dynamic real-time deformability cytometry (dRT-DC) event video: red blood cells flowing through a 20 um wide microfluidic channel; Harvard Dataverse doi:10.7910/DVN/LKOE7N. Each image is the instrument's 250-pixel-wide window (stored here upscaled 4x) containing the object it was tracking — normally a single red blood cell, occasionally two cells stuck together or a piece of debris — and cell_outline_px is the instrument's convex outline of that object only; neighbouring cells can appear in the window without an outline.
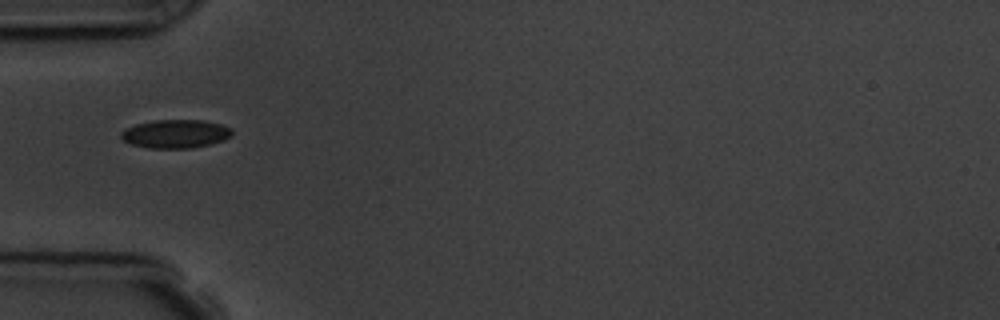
{"species": "common noctule bat (a hibernating species)", "species_latin": "Nyctalus noctula", "temperature_condition": "room temperature", "stored_images_in_passage": 1, "camera_frame_rate_fps": 3000, "um_per_image_px": 0.085, "animal": {"sex": "male", "body_mass_g": 19.5, "forearm_length_mm": 54.6}, "frame": {"image": 1, "passage_image": 1, "time_ms": 0.0, "image_size_px": [1000, 320], "cell_outline_px": [[232, 136], [224, 140], [212, 144], [192, 148], [148, 148], [132, 144], [124, 140], [120, 136], [120, 132], [124, 128], [136, 124], [156, 120], [204, 120], [220, 124], [232, 128]], "centroid_in_image_um": [14.94, 11.37], "position_along_channel_um": 70.1, "area_um2": 18.55}}